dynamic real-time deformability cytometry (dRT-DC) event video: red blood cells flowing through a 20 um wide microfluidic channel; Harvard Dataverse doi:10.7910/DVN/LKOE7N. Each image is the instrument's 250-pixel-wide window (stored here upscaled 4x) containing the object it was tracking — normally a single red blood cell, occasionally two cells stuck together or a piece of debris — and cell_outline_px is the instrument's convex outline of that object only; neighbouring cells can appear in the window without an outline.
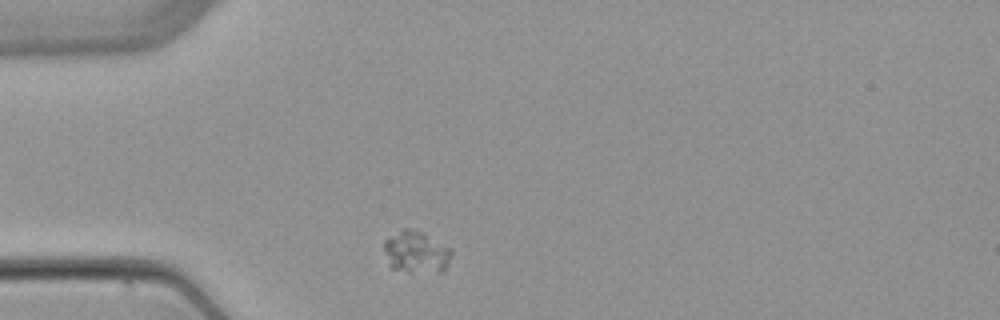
{"species": "common noctule bat (a hibernating species)", "species_latin": "Nyctalus noctula", "temperature_condition": "warm", "stored_images_in_passage": 1, "camera_frame_rate_fps": 3000, "um_per_image_px": 0.085, "animal": {"sex": "female", "body_mass_g": 22.7, "forearm_length_mm": 54.2}, "frame": {"image": 1, "passage_image": 1, "time_ms": 0.0, "image_size_px": [1000, 320], "cell_outline_px": [[452, 252], [448, 264], [440, 272], [408, 272], [392, 268], [388, 264], [384, 252], [384, 240], [404, 228], [408, 228], [420, 232], [452, 248]], "centroid_in_image_um": [35.36, 21.44], "position_along_channel_um": 49.6, "area_um2": 16.36}}